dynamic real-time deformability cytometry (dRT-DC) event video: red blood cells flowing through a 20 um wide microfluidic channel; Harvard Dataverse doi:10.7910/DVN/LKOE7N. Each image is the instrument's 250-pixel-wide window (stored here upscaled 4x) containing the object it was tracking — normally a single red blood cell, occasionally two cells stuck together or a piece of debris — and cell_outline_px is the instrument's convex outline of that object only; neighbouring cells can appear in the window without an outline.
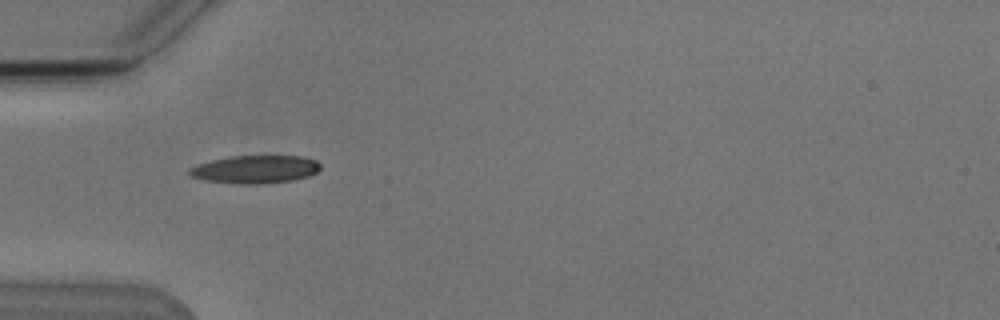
{"species": "Egyptian fruit bat (a non-hibernating species)", "species_latin": "Rousettus aegyptiacus", "temperature_condition": "cold", "stored_images_in_passage": 6, "camera_frame_rate_fps": 3000, "um_per_image_px": 0.085, "animal": {"sex": "male"}, "frame": {"image": 1, "passage_image": 1, "time_ms": 0.0, "image_size_px": [1000, 320], "cell_outline_px": [[320, 168], [316, 172], [308, 176], [292, 180], [260, 184], [236, 184], [204, 180], [192, 176], [188, 172], [188, 168], [212, 160], [232, 156], [300, 156], [316, 160], [320, 164]], "centroid_in_image_um": [21.69, 14.4], "position_along_channel_um": 63.3, "area_um2": 21.21}}
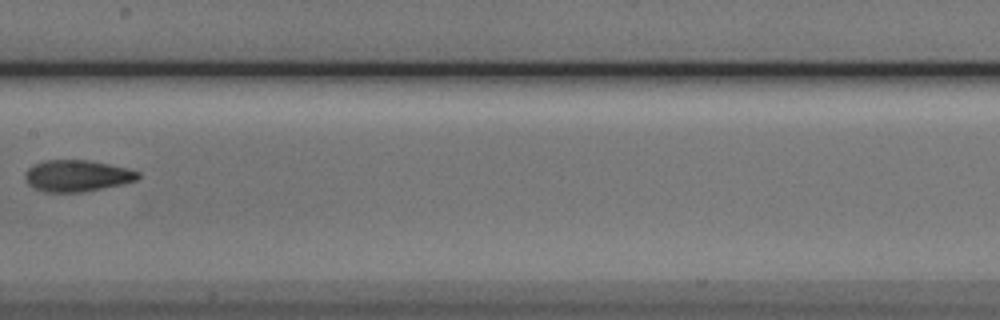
{"frame": {"image": 2, "passage_image": 4, "time_ms": 3.667, "image_size_px": [1000, 320], "cell_outline_px": [[140, 176], [136, 180], [124, 184], [84, 192], [44, 192], [32, 188], [24, 180], [24, 172], [32, 164], [44, 160], [88, 160], [128, 168], [140, 172]], "centroid_in_image_um": [6.51, 14.95], "position_along_channel_um": 200.9, "area_um2": 21.1}}
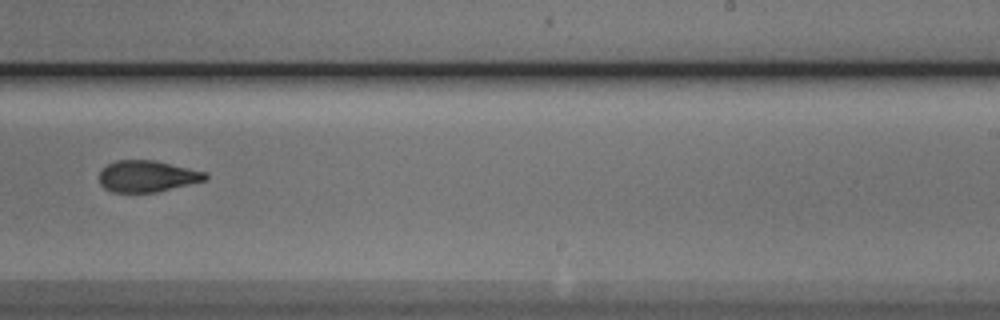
{"frame": {"image": 3, "passage_image": 6, "time_ms": 5.667, "image_size_px": [1000, 320], "cell_outline_px": [[208, 176], [204, 180], [156, 192], [112, 192], [104, 188], [100, 184], [100, 172], [108, 164], [116, 160], [152, 160], [204, 172]], "centroid_in_image_um": [12.45, 14.98], "position_along_channel_um": 276.6, "area_um2": 18.96}}